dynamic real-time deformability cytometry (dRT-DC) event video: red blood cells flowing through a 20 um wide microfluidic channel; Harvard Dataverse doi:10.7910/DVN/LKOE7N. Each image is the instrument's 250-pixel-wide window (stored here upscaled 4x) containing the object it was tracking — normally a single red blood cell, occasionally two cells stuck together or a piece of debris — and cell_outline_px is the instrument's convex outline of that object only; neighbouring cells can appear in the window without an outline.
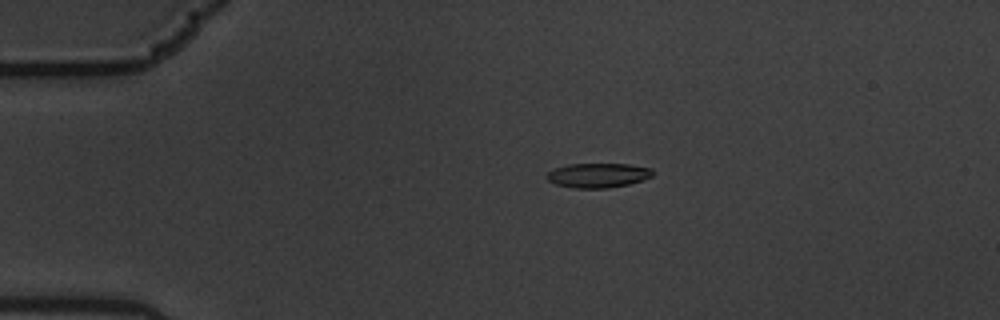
{"species": "common noctule bat (a hibernating species)", "species_latin": "Nyctalus noctula", "temperature_condition": "warm", "stored_images_in_passage": 6, "camera_frame_rate_fps": 3000, "um_per_image_px": 0.085, "animal": {"sex": "male", "body_mass_g": 19.5, "forearm_length_mm": 54.6}, "frame": {"image": 1, "passage_image": 4, "time_ms": 1.0, "image_size_px": [1000, 320], "cell_outline_px": [[656, 172], [652, 176], [644, 180], [628, 184], [608, 188], [572, 188], [556, 184], [548, 180], [548, 172], [556, 168], [568, 164], [628, 164], [652, 168]], "centroid_in_image_um": [50.89, 14.9], "position_along_channel_um": 34.1, "area_um2": 15.14}}
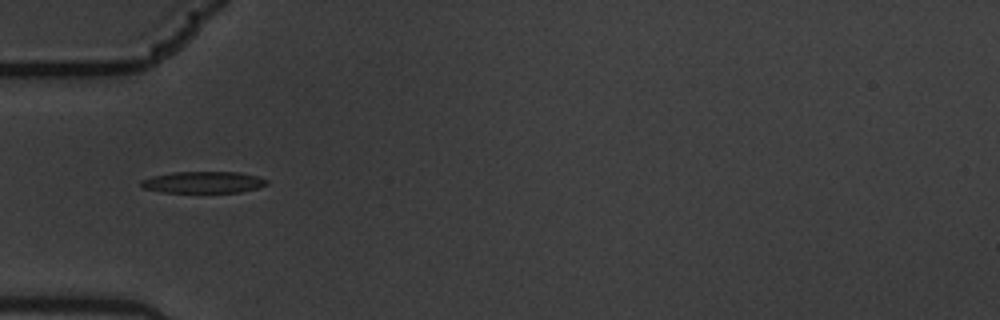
{"frame": {"image": 2, "passage_image": 6, "time_ms": 1.667, "image_size_px": [1000, 320], "cell_outline_px": [[268, 184], [256, 188], [240, 192], [164, 192], [144, 188], [140, 184], [140, 180], [152, 176], [172, 172], [240, 172], [260, 176], [268, 180]], "centroid_in_image_um": [17.3, 15.48], "position_along_channel_um": 67.7, "area_um2": 15.84}}